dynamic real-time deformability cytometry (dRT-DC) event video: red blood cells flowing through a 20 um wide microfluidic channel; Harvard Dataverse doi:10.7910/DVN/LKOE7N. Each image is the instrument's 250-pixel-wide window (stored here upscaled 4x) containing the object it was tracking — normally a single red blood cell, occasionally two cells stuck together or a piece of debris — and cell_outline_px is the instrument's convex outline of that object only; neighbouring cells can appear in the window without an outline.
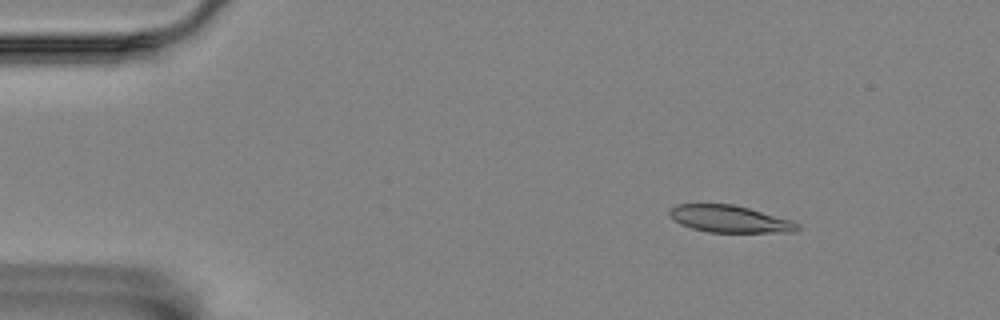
{"species": "Egyptian fruit bat (a non-hibernating species)", "species_latin": "Rousettus aegyptiacus", "temperature_condition": "room temperature", "stored_images_in_passage": 11, "camera_frame_rate_fps": 3000, "um_per_image_px": 0.085, "animal": {"sex": "female"}, "frame": {"image": 1, "passage_image": 3, "time_ms": 0.667, "image_size_px": [1000, 320], "cell_outline_px": [[800, 228], [796, 232], [708, 232], [692, 228], [680, 224], [668, 212], [676, 204], [732, 204], [748, 208], [792, 220], [800, 224]], "centroid_in_image_um": [62.06, 18.62], "position_along_channel_um": 22.9, "area_um2": 20.0}}
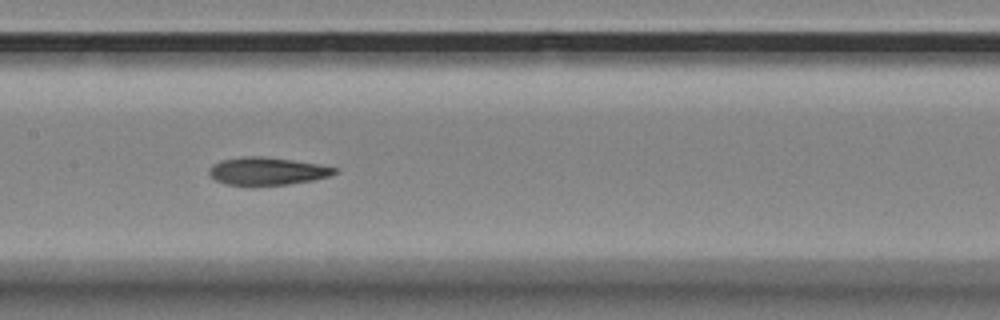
{"frame": {"image": 2, "passage_image": 8, "time_ms": 2.333, "image_size_px": [1000, 320], "cell_outline_px": [[340, 172], [328, 176], [312, 180], [288, 184], [252, 188], [224, 184], [216, 180], [208, 172], [208, 168], [212, 164], [220, 160], [244, 156], [260, 156], [292, 160], [316, 164], [336, 168]], "centroid_in_image_um": [22.63, 14.58], "position_along_channel_um": 184.8, "area_um2": 20.81}}
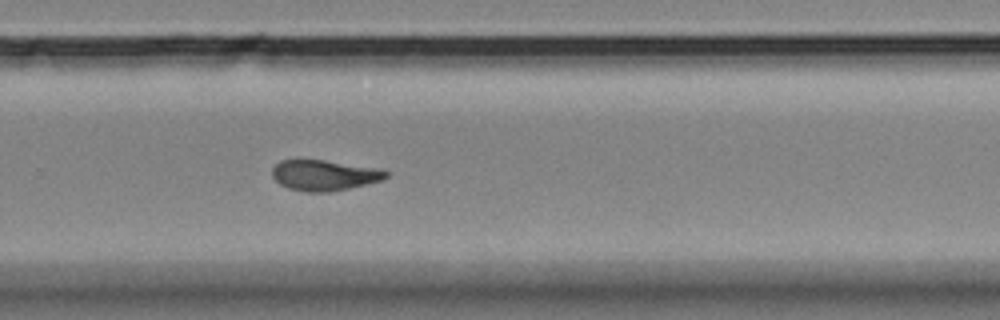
{"frame": {"image": 3, "passage_image": 11, "time_ms": 3.333, "image_size_px": [1000, 320], "cell_outline_px": [[388, 176], [380, 180], [332, 192], [308, 192], [288, 188], [280, 184], [272, 176], [272, 168], [280, 160], [324, 160], [372, 168], [388, 172]], "centroid_in_image_um": [27.48, 14.9], "position_along_channel_um": 302.3, "area_um2": 19.83}}